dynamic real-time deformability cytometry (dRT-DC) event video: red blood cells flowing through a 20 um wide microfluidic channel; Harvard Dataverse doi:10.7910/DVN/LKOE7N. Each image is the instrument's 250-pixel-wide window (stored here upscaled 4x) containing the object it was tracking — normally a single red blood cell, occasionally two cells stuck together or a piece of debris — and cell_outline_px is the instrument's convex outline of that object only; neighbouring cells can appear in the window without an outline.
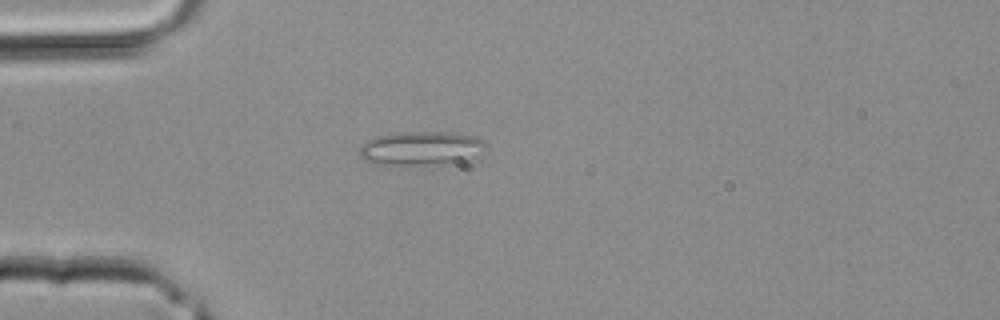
{"species": "common noctule bat (a hibernating species)", "species_latin": "Nyctalus noctula", "temperature_condition": "room temperature", "stored_images_in_passage": 2, "camera_frame_rate_fps": 3000, "um_per_image_px": 0.085, "animal": {"sex": "male", "body_mass_g": 20.4}, "frame": {"image": 1, "passage_image": 2, "time_ms": 0.333, "image_size_px": [1000, 320], "cell_outline_px": [[488, 148], [468, 160], [460, 164], [376, 164], [364, 160], [360, 156], [360, 144], [376, 136], [396, 132], [452, 132], [476, 136], [484, 140], [488, 144]], "centroid_in_image_um": [35.86, 12.6], "position_along_channel_um": 49.1, "area_um2": 25.49}}